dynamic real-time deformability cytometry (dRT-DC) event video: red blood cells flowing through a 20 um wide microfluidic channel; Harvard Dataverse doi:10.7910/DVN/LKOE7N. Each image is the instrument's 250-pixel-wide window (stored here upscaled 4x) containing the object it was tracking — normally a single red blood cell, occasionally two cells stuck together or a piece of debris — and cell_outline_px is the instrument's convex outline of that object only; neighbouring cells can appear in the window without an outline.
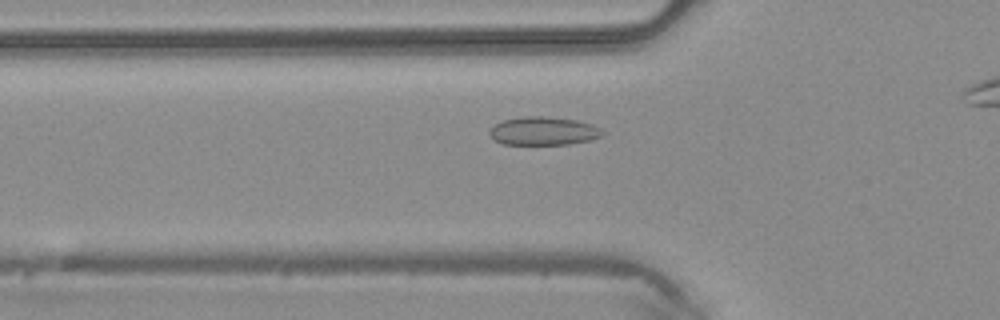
{"species": "common noctule bat (a hibernating species)", "species_latin": "Nyctalus noctula", "temperature_condition": "warm", "stored_images_in_passage": 35, "camera_frame_rate_fps": 3000, "um_per_image_px": 0.085, "animal": {"sex": "male", "body_mass_g": 20.4}, "frame": {"image": 1, "passage_image": 10, "time_ms": 3.0, "image_size_px": [1000, 320], "cell_outline_px": [[604, 136], [588, 140], [568, 144], [504, 144], [496, 140], [488, 132], [496, 124], [504, 120], [524, 116], [544, 116], [576, 120], [592, 124], [600, 128], [604, 132]], "centroid_in_image_um": [46.23, 11.13], "position_along_channel_um": 79.6, "area_um2": 18.44}}
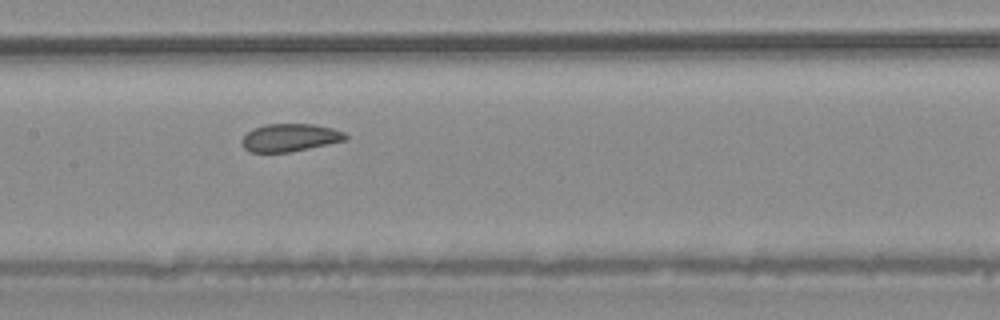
{"frame": {"image": 2, "passage_image": 17, "time_ms": 5.333, "image_size_px": [1000, 320], "cell_outline_px": [[348, 140], [292, 152], [248, 152], [244, 148], [240, 140], [252, 128], [264, 124], [316, 124], [332, 128], [344, 132], [348, 136]], "centroid_in_image_um": [24.65, 11.7], "position_along_channel_um": 182.7, "area_um2": 17.05}}
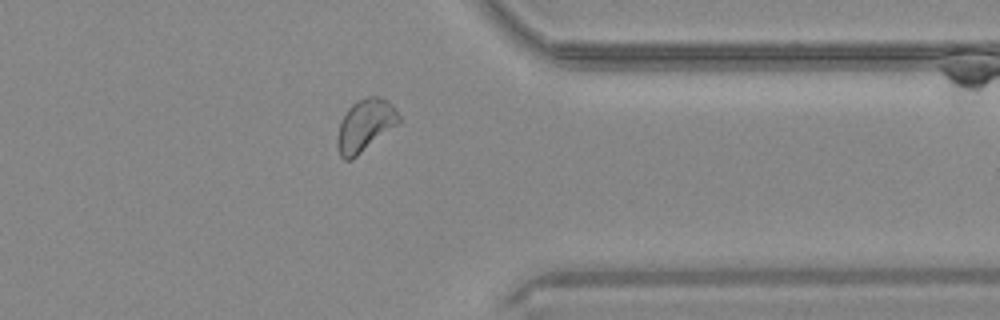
{"frame": {"image": 3, "passage_image": 31, "time_ms": 10.0, "image_size_px": [1000, 320], "cell_outline_px": [[400, 124], [352, 160], [344, 160], [340, 156], [336, 144], [336, 140], [340, 124], [348, 108], [356, 100], [368, 96], [380, 96], [388, 100], [396, 108], [400, 116]], "centroid_in_image_um": [31.07, 10.66], "position_along_channel_um": 380.3, "area_um2": 19.13}}